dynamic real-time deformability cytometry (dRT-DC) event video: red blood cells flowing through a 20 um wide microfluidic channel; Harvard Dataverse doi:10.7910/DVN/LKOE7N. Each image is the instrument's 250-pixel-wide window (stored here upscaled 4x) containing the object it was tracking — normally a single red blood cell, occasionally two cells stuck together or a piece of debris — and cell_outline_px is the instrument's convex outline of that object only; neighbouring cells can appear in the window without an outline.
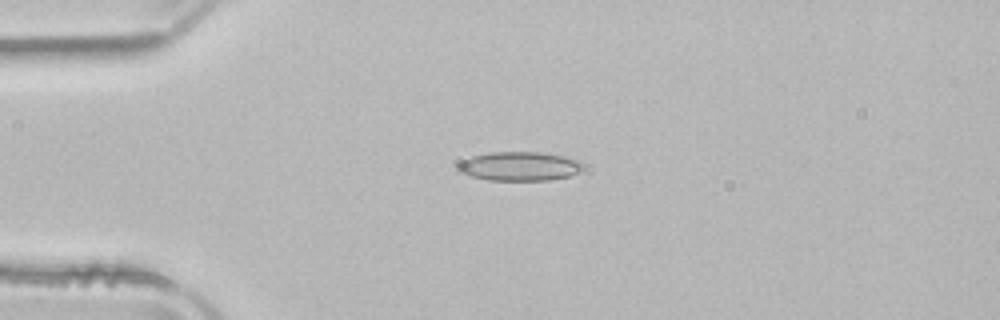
{"species": "common noctule bat (a hibernating species)", "species_latin": "Nyctalus noctula", "temperature_condition": "room temperature", "stored_images_in_passage": 52, "camera_frame_rate_fps": 3000, "um_per_image_px": 0.085, "animal": {"sex": "male", "body_mass_g": 21.5, "forearm_length_mm": 52.0}, "frame": {"image": 1, "passage_image": 13, "time_ms": 4.0, "image_size_px": [1000, 320], "cell_outline_px": [[584, 168], [568, 176], [548, 180], [488, 180], [468, 176], [456, 172], [452, 168], [456, 164], [472, 156], [492, 152], [544, 152], [564, 156], [580, 160], [584, 164]], "centroid_in_image_um": [44.08, 14.13], "position_along_channel_um": 40.9, "area_um2": 21.5}}
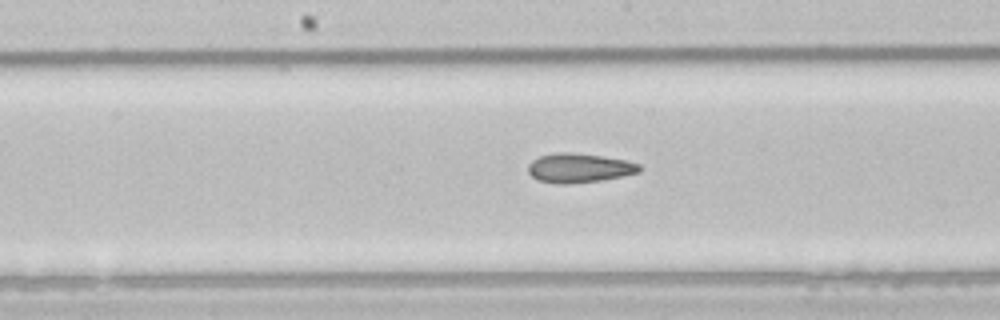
{"frame": {"image": 2, "passage_image": 27, "time_ms": 8.667, "image_size_px": [1000, 320], "cell_outline_px": [[640, 172], [600, 180], [564, 184], [540, 180], [532, 176], [528, 172], [528, 164], [532, 160], [540, 156], [556, 152], [568, 152], [604, 156], [624, 160], [640, 164]], "centroid_in_image_um": [49.21, 14.26], "position_along_channel_um": 199.0, "area_um2": 18.67}}
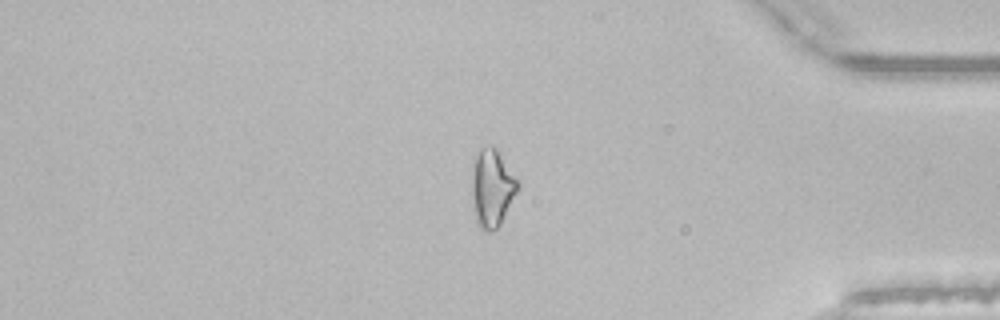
{"frame": {"image": 3, "passage_image": 44, "time_ms": 14.333, "image_size_px": [1000, 320], "cell_outline_px": [[520, 188], [500, 224], [492, 232], [488, 232], [480, 228], [476, 224], [472, 208], [472, 164], [480, 148], [492, 144], [496, 148], [520, 184]], "centroid_in_image_um": [41.8, 16.0], "position_along_channel_um": 393.4, "area_um2": 21.04}, "authors_computed_cell_mechanics": {"area_um2": 20.8369, "velocity_mm_per_s": 3.9276, "shape_relaxation_time_tau1_ms": null, "shape_relaxation_time_tau2_ms": 3.0832, "deformation_change_tau1": null, "deformation_change_tau2": 0.1125}}